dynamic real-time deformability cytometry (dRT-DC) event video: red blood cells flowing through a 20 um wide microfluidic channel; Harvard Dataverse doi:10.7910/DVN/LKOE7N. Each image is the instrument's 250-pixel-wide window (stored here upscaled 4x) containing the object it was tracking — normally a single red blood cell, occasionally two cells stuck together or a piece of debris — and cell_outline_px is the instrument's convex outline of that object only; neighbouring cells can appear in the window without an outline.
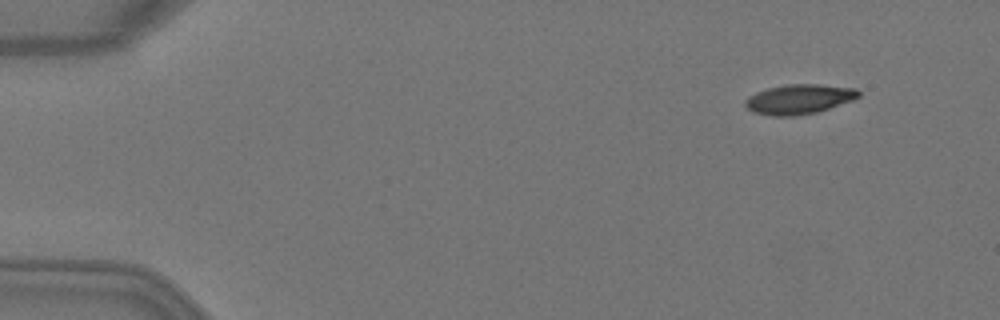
{"species": "Egyptian fruit bat (a non-hibernating species)", "species_latin": "Rousettus aegyptiacus", "temperature_condition": "warm", "stored_images_in_passage": 4, "camera_frame_rate_fps": 3000, "um_per_image_px": 0.085, "animal": {"sex": "female"}, "frame": {"image": 1, "passage_image": 2, "time_ms": 0.333, "image_size_px": [1000, 320], "cell_outline_px": [[860, 96], [852, 100], [816, 112], [796, 116], [772, 116], [752, 112], [744, 104], [744, 100], [748, 96], [756, 92], [768, 88], [784, 84], [820, 84], [856, 88], [860, 92]], "centroid_in_image_um": [67.89, 8.42], "position_along_channel_um": 17.1, "area_um2": 19.71}}